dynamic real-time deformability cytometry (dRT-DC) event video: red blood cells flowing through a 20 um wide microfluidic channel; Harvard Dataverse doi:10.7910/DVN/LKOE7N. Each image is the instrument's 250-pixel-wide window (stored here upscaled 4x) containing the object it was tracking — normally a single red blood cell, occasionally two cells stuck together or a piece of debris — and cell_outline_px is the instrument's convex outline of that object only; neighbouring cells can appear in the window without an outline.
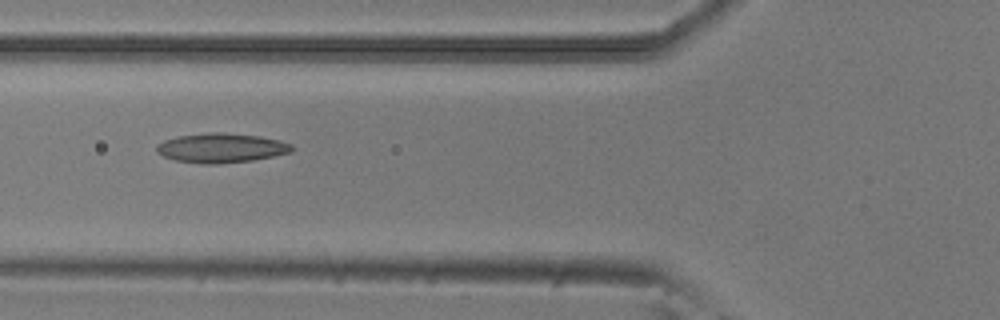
{"species": "common noctule bat (a hibernating species)", "species_latin": "Nyctalus noctula", "temperature_condition": "room temperature", "stored_images_in_passage": 8, "camera_frame_rate_fps": 3000, "um_per_image_px": 0.085, "animal": {"sex": "male", "body_mass_g": 20.5, "forearm_length_mm": 52.5}, "frame": {"image": 1, "passage_image": 5, "time_ms": 1.333, "image_size_px": [1000, 320], "cell_outline_px": [[296, 148], [292, 152], [252, 160], [216, 164], [200, 164], [176, 160], [164, 156], [156, 152], [156, 144], [164, 140], [176, 136], [208, 132], [220, 132], [260, 136], [280, 140], [292, 144]], "centroid_in_image_um": [18.8, 12.57], "position_along_channel_um": 107.0, "area_um2": 23.41}}
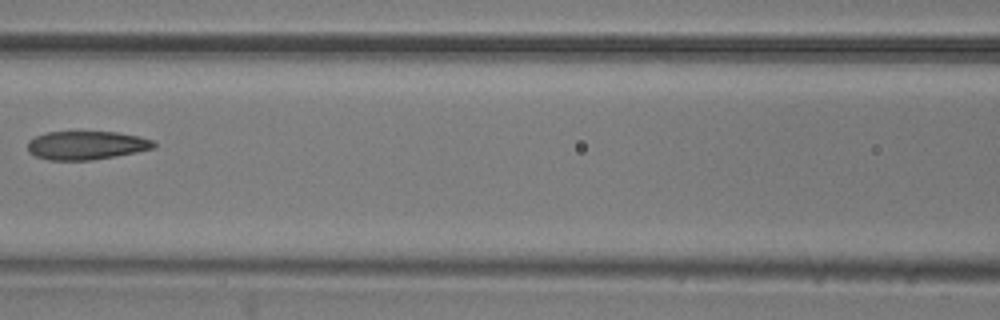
{"frame": {"image": 2, "passage_image": 6, "time_ms": 1.667, "image_size_px": [1000, 320], "cell_outline_px": [[156, 148], [116, 156], [92, 160], [48, 160], [36, 156], [28, 152], [28, 140], [36, 136], [48, 132], [116, 132], [140, 136], [152, 140], [156, 144]], "centroid_in_image_um": [7.35, 12.35], "position_along_channel_um": 159.2, "area_um2": 21.04}}
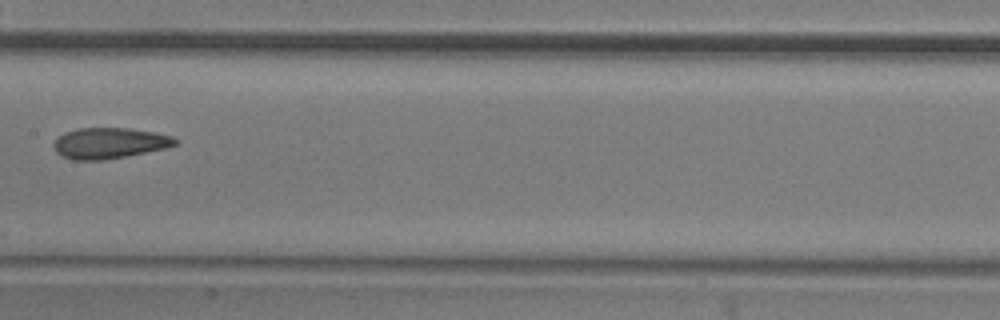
{"frame": {"image": 3, "passage_image": 7, "time_ms": 2.0, "image_size_px": [1000, 320], "cell_outline_px": [[180, 140], [176, 144], [164, 148], [104, 160], [72, 160], [60, 156], [56, 152], [52, 144], [64, 132], [76, 128], [128, 128], [156, 132], [172, 136]], "centroid_in_image_um": [9.27, 12.16], "position_along_channel_um": 198.1, "area_um2": 21.85}}